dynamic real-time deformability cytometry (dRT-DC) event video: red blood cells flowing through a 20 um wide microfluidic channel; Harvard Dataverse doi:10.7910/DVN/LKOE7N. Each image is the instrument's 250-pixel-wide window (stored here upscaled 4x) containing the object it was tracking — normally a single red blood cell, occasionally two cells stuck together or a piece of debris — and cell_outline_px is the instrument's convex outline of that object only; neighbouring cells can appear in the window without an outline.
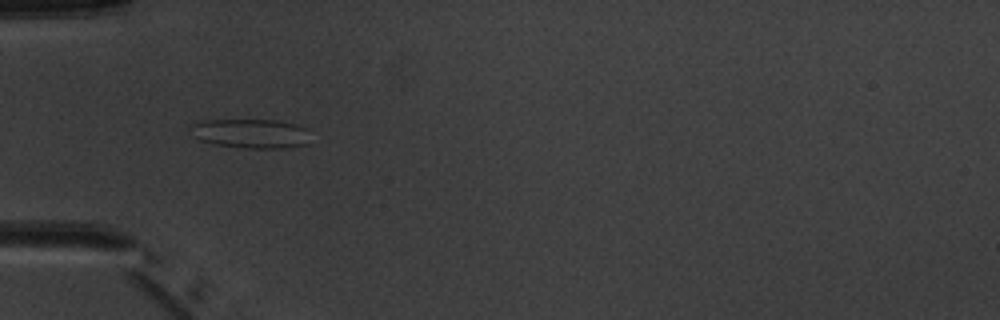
{"species": "common noctule bat (a hibernating species)", "species_latin": "Nyctalus noctula", "temperature_condition": "warm", "stored_images_in_passage": 5, "camera_frame_rate_fps": 3000, "um_per_image_px": 0.085, "animal": {"sex": "male", "body_mass_g": 20.1, "forearm_length_mm": 53.5}, "frame": {"image": 1, "passage_image": 3, "time_ms": 2.333, "image_size_px": [1000, 320], "cell_outline_px": [[308, 144], [288, 148], [244, 148], [216, 144], [200, 140], [196, 136], [192, 124], [204, 120], [276, 120], [296, 124], [308, 128]], "centroid_in_image_um": [21.42, 11.35], "position_along_channel_um": 63.6, "area_um2": 20.29}}
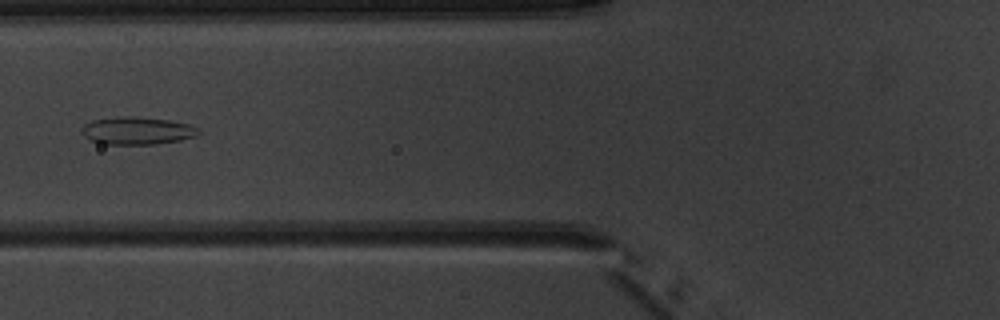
{"frame": {"image": 2, "passage_image": 4, "time_ms": 3.667, "image_size_px": [1000, 320], "cell_outline_px": [[204, 132], [196, 136], [180, 140], [152, 144], [104, 144], [88, 140], [80, 132], [80, 128], [84, 124], [92, 120], [120, 116], [132, 116], [168, 120], [188, 124], [200, 128]], "centroid_in_image_um": [11.64, 11.11], "position_along_channel_um": 114.2, "area_um2": 19.02}}